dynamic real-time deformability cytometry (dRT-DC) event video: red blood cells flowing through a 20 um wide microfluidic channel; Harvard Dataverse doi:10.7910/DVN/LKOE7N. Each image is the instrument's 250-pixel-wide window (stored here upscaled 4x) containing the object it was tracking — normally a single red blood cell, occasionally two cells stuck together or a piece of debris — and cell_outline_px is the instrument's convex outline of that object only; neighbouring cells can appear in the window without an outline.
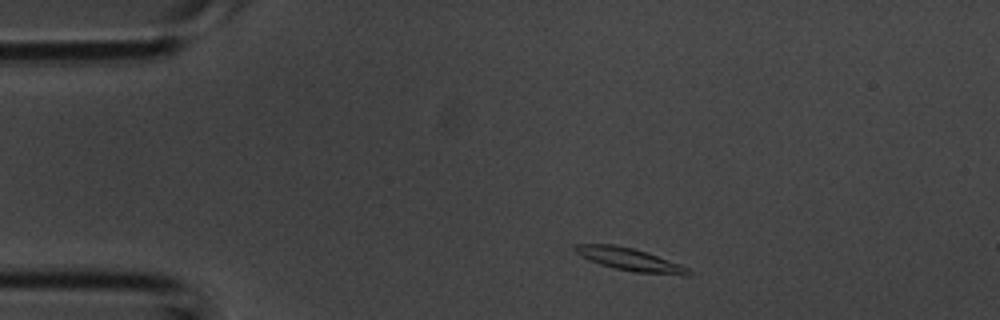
{"species": "common noctule bat (a hibernating species)", "species_latin": "Nyctalus noctula", "temperature_condition": "room temperature", "stored_images_in_passage": 2, "camera_frame_rate_fps": 3000, "um_per_image_px": 0.085, "animal": {"sex": "male", "body_mass_g": 20.1, "forearm_length_mm": 53.5}, "frame": {"image": 1, "passage_image": 1, "time_ms": 0.0, "image_size_px": [1000, 320], "cell_outline_px": [[696, 272], [692, 276], [684, 276], [636, 272], [612, 268], [588, 260], [580, 256], [572, 248], [576, 244], [616, 244], [632, 248], [680, 264]], "centroid_in_image_um": [53.57, 22.07], "position_along_channel_um": 31.4, "area_um2": 15.14}}